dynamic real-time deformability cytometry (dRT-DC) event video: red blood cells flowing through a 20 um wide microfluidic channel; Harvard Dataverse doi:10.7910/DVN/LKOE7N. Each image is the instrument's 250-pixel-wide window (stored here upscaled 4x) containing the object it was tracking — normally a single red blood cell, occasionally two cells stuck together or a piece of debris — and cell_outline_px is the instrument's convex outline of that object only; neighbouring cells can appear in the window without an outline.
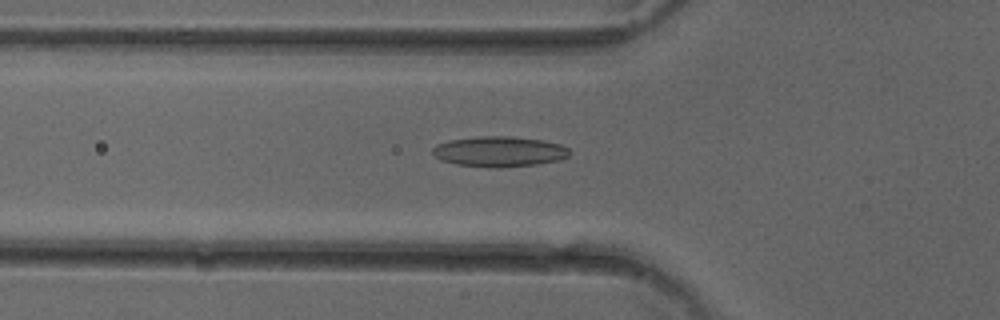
{"species": "common noctule bat (a hibernating species)", "species_latin": "Nyctalus noctula", "temperature_condition": "cold", "stored_images_in_passage": 48, "camera_frame_rate_fps": 3000, "um_per_image_px": 0.085, "animal": {"sex": "female"}, "frame": {"image": 1, "passage_image": 15, "time_ms": 4.667, "image_size_px": [1000, 320], "cell_outline_px": [[572, 152], [568, 156], [560, 160], [536, 164], [500, 168], [488, 168], [456, 164], [440, 160], [432, 152], [432, 148], [436, 144], [448, 140], [476, 136], [512, 136], [544, 140], [560, 144], [568, 148]], "centroid_in_image_um": [42.44, 12.88], "position_along_channel_um": 83.4, "area_um2": 24.62}}
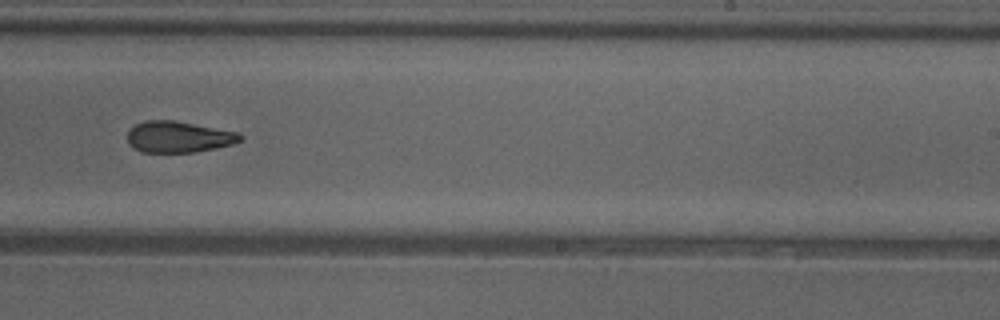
{"frame": {"image": 2, "passage_image": 29, "time_ms": 9.333, "image_size_px": [1000, 320], "cell_outline_px": [[244, 140], [232, 144], [196, 152], [140, 152], [132, 148], [128, 144], [128, 132], [136, 124], [144, 120], [172, 120], [240, 132], [244, 136]], "centroid_in_image_um": [15.2, 11.64], "position_along_channel_um": 273.8, "area_um2": 20.69}}
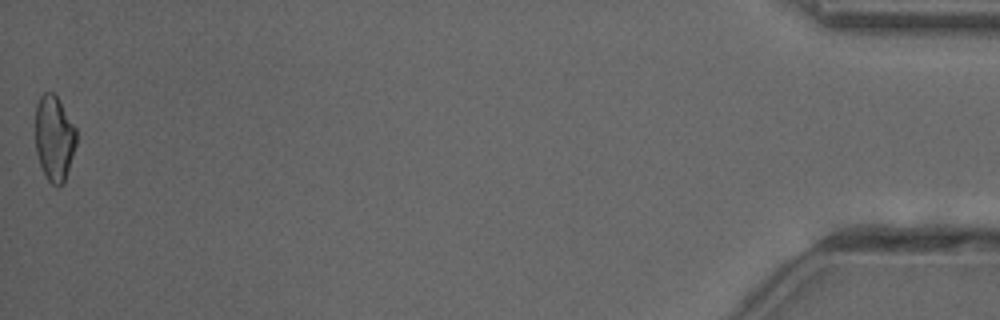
{"frame": {"image": 3, "passage_image": 48, "time_ms": 15.667, "image_size_px": [1000, 320], "cell_outline_px": [[76, 144], [64, 184], [56, 188], [48, 180], [40, 164], [36, 152], [36, 104], [40, 96], [44, 92], [52, 92], [56, 96], [76, 128]], "centroid_in_image_um": [4.61, 11.77], "position_along_channel_um": 430.6, "area_um2": 20.29}, "authors_computed_cell_mechanics": {"area_um2": 21.675, "velocity_mm_per_s": 4.0537, "shape_relaxation_time_tau1_ms": null, "shape_relaxation_time_tau2_ms": 4.7912, "deformation_change_tau1": null, "deformation_change_tau2": 0.1479}}